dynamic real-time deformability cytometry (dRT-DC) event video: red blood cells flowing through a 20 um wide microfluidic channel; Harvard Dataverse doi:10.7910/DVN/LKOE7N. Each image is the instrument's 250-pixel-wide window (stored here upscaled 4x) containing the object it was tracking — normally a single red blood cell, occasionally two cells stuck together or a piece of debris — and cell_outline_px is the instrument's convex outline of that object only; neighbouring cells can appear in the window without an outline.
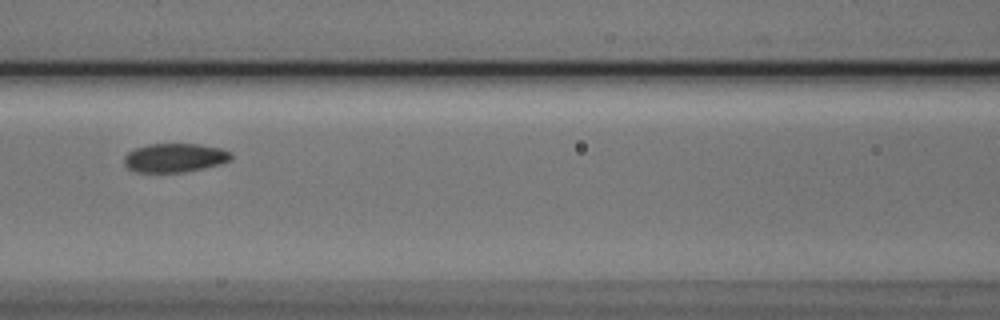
{"species": "Egyptian fruit bat (a non-hibernating species)", "species_latin": "Rousettus aegyptiacus", "temperature_condition": "cold", "stored_images_in_passage": 9, "camera_frame_rate_fps": 3000, "um_per_image_px": 0.085, "animal": {"sex": "male"}, "frame": {"image": 1, "passage_image": 8, "time_ms": 2.333, "image_size_px": [1000, 320], "cell_outline_px": [[232, 160], [220, 164], [204, 168], [184, 172], [136, 172], [128, 168], [124, 164], [124, 156], [128, 152], [136, 148], [148, 144], [200, 144], [220, 148], [232, 152]], "centroid_in_image_um": [14.87, 13.41], "position_along_channel_um": 151.7, "area_um2": 18.09}}
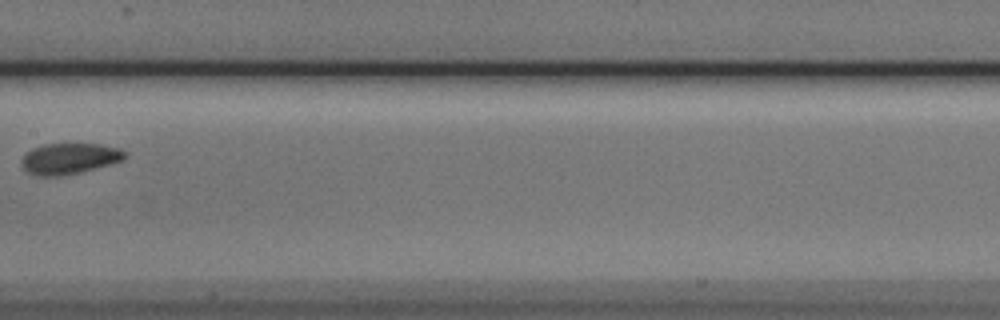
{"frame": {"image": 2, "passage_image": 9, "time_ms": 2.667, "image_size_px": [1000, 320], "cell_outline_px": [[128, 156], [124, 160], [112, 164], [80, 172], [60, 176], [40, 176], [28, 172], [20, 164], [20, 160], [32, 148], [44, 144], [100, 144], [120, 148], [128, 152]], "centroid_in_image_um": [5.95, 13.47], "position_along_channel_um": 201.5, "area_um2": 18.79}}